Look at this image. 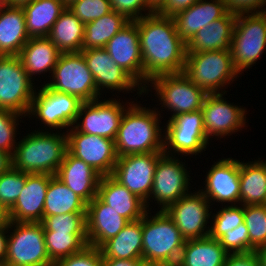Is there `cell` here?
<instances>
[{"instance_id": "1", "label": "cell", "mask_w": 266, "mask_h": 266, "mask_svg": "<svg viewBox=\"0 0 266 266\" xmlns=\"http://www.w3.org/2000/svg\"><path fill=\"white\" fill-rule=\"evenodd\" d=\"M134 21L143 60V90L155 76L183 72L187 44L177 33L173 17L153 13Z\"/></svg>"}, {"instance_id": "2", "label": "cell", "mask_w": 266, "mask_h": 266, "mask_svg": "<svg viewBox=\"0 0 266 266\" xmlns=\"http://www.w3.org/2000/svg\"><path fill=\"white\" fill-rule=\"evenodd\" d=\"M156 110L134 101L125 109L114 140L117 157L163 152L164 128H160L162 116L160 110Z\"/></svg>"}, {"instance_id": "3", "label": "cell", "mask_w": 266, "mask_h": 266, "mask_svg": "<svg viewBox=\"0 0 266 266\" xmlns=\"http://www.w3.org/2000/svg\"><path fill=\"white\" fill-rule=\"evenodd\" d=\"M67 134L34 130L18 141L12 167L29 174L56 175L67 152Z\"/></svg>"}, {"instance_id": "4", "label": "cell", "mask_w": 266, "mask_h": 266, "mask_svg": "<svg viewBox=\"0 0 266 266\" xmlns=\"http://www.w3.org/2000/svg\"><path fill=\"white\" fill-rule=\"evenodd\" d=\"M149 212L142 217L143 263L176 266L186 239L165 211Z\"/></svg>"}, {"instance_id": "5", "label": "cell", "mask_w": 266, "mask_h": 266, "mask_svg": "<svg viewBox=\"0 0 266 266\" xmlns=\"http://www.w3.org/2000/svg\"><path fill=\"white\" fill-rule=\"evenodd\" d=\"M183 73L207 94H225L224 87L240 75L234 68L231 51L226 50L187 53Z\"/></svg>"}, {"instance_id": "6", "label": "cell", "mask_w": 266, "mask_h": 266, "mask_svg": "<svg viewBox=\"0 0 266 266\" xmlns=\"http://www.w3.org/2000/svg\"><path fill=\"white\" fill-rule=\"evenodd\" d=\"M53 265L47 254L42 223L8 221L7 255L4 266Z\"/></svg>"}, {"instance_id": "7", "label": "cell", "mask_w": 266, "mask_h": 266, "mask_svg": "<svg viewBox=\"0 0 266 266\" xmlns=\"http://www.w3.org/2000/svg\"><path fill=\"white\" fill-rule=\"evenodd\" d=\"M265 49L266 12L238 14L231 41L236 71L242 75L243 71L254 66Z\"/></svg>"}, {"instance_id": "8", "label": "cell", "mask_w": 266, "mask_h": 266, "mask_svg": "<svg viewBox=\"0 0 266 266\" xmlns=\"http://www.w3.org/2000/svg\"><path fill=\"white\" fill-rule=\"evenodd\" d=\"M49 88L76 96L82 102L100 99L93 75L81 52L61 53L54 67Z\"/></svg>"}, {"instance_id": "9", "label": "cell", "mask_w": 266, "mask_h": 266, "mask_svg": "<svg viewBox=\"0 0 266 266\" xmlns=\"http://www.w3.org/2000/svg\"><path fill=\"white\" fill-rule=\"evenodd\" d=\"M146 86L144 93L148 94L154 88L160 105L170 110L171 117L182 113L201 110L207 93L193 84L183 73L162 74L152 78Z\"/></svg>"}, {"instance_id": "10", "label": "cell", "mask_w": 266, "mask_h": 266, "mask_svg": "<svg viewBox=\"0 0 266 266\" xmlns=\"http://www.w3.org/2000/svg\"><path fill=\"white\" fill-rule=\"evenodd\" d=\"M163 153L167 155H199L207 148L209 139L204 130L202 110L182 113L167 120ZM174 153V154H173ZM176 153V154H175Z\"/></svg>"}, {"instance_id": "11", "label": "cell", "mask_w": 266, "mask_h": 266, "mask_svg": "<svg viewBox=\"0 0 266 266\" xmlns=\"http://www.w3.org/2000/svg\"><path fill=\"white\" fill-rule=\"evenodd\" d=\"M41 86L38 92H34L27 117L35 116L36 120L57 132L74 126L82 101L76 96L57 92L46 84Z\"/></svg>"}, {"instance_id": "12", "label": "cell", "mask_w": 266, "mask_h": 266, "mask_svg": "<svg viewBox=\"0 0 266 266\" xmlns=\"http://www.w3.org/2000/svg\"><path fill=\"white\" fill-rule=\"evenodd\" d=\"M33 85L19 56L0 55V109L28 116L37 89Z\"/></svg>"}, {"instance_id": "13", "label": "cell", "mask_w": 266, "mask_h": 266, "mask_svg": "<svg viewBox=\"0 0 266 266\" xmlns=\"http://www.w3.org/2000/svg\"><path fill=\"white\" fill-rule=\"evenodd\" d=\"M190 171L187 170V165L177 156L162 154L157 161L153 188L149 199L145 202L147 210L151 198L157 201L160 210H165L168 206L179 200L186 194L190 193Z\"/></svg>"}, {"instance_id": "14", "label": "cell", "mask_w": 266, "mask_h": 266, "mask_svg": "<svg viewBox=\"0 0 266 266\" xmlns=\"http://www.w3.org/2000/svg\"><path fill=\"white\" fill-rule=\"evenodd\" d=\"M108 99L82 102L73 127L82 133L115 140L125 109L132 102H126L129 104L125 103L127 106H124L120 99Z\"/></svg>"}, {"instance_id": "15", "label": "cell", "mask_w": 266, "mask_h": 266, "mask_svg": "<svg viewBox=\"0 0 266 266\" xmlns=\"http://www.w3.org/2000/svg\"><path fill=\"white\" fill-rule=\"evenodd\" d=\"M210 203L199 191L190 192L168 206L164 211L173 220L182 236L197 239L209 236ZM210 211V212H209ZM208 226V227H207Z\"/></svg>"}, {"instance_id": "16", "label": "cell", "mask_w": 266, "mask_h": 266, "mask_svg": "<svg viewBox=\"0 0 266 266\" xmlns=\"http://www.w3.org/2000/svg\"><path fill=\"white\" fill-rule=\"evenodd\" d=\"M67 149L89 164L101 176L112 175L117 162L114 140L77 131L73 126L66 131Z\"/></svg>"}, {"instance_id": "17", "label": "cell", "mask_w": 266, "mask_h": 266, "mask_svg": "<svg viewBox=\"0 0 266 266\" xmlns=\"http://www.w3.org/2000/svg\"><path fill=\"white\" fill-rule=\"evenodd\" d=\"M163 152L131 154L117 158L112 176L146 202L153 188L157 161Z\"/></svg>"}, {"instance_id": "18", "label": "cell", "mask_w": 266, "mask_h": 266, "mask_svg": "<svg viewBox=\"0 0 266 266\" xmlns=\"http://www.w3.org/2000/svg\"><path fill=\"white\" fill-rule=\"evenodd\" d=\"M224 93L207 94L201 108L207 138L230 136L246 125V108L227 102ZM213 136V137H212Z\"/></svg>"}, {"instance_id": "19", "label": "cell", "mask_w": 266, "mask_h": 266, "mask_svg": "<svg viewBox=\"0 0 266 266\" xmlns=\"http://www.w3.org/2000/svg\"><path fill=\"white\" fill-rule=\"evenodd\" d=\"M88 69L94 77L98 93L103 89L112 92L138 90L140 97L144 93L143 88L120 66H118L104 48L82 50ZM136 89V90H135Z\"/></svg>"}, {"instance_id": "20", "label": "cell", "mask_w": 266, "mask_h": 266, "mask_svg": "<svg viewBox=\"0 0 266 266\" xmlns=\"http://www.w3.org/2000/svg\"><path fill=\"white\" fill-rule=\"evenodd\" d=\"M207 173L205 187H200L199 191L210 203L240 204V160L230 157L219 159Z\"/></svg>"}, {"instance_id": "21", "label": "cell", "mask_w": 266, "mask_h": 266, "mask_svg": "<svg viewBox=\"0 0 266 266\" xmlns=\"http://www.w3.org/2000/svg\"><path fill=\"white\" fill-rule=\"evenodd\" d=\"M104 49L143 88V60L136 22L130 21L125 25Z\"/></svg>"}, {"instance_id": "22", "label": "cell", "mask_w": 266, "mask_h": 266, "mask_svg": "<svg viewBox=\"0 0 266 266\" xmlns=\"http://www.w3.org/2000/svg\"><path fill=\"white\" fill-rule=\"evenodd\" d=\"M53 175L26 173V183L15 204L6 212L12 222L41 223L49 181Z\"/></svg>"}, {"instance_id": "23", "label": "cell", "mask_w": 266, "mask_h": 266, "mask_svg": "<svg viewBox=\"0 0 266 266\" xmlns=\"http://www.w3.org/2000/svg\"><path fill=\"white\" fill-rule=\"evenodd\" d=\"M129 221L120 216L98 196L87 204L86 230L88 245L100 248L115 237Z\"/></svg>"}, {"instance_id": "24", "label": "cell", "mask_w": 266, "mask_h": 266, "mask_svg": "<svg viewBox=\"0 0 266 266\" xmlns=\"http://www.w3.org/2000/svg\"><path fill=\"white\" fill-rule=\"evenodd\" d=\"M56 176L87 204L97 196L102 177L89 164L74 157L68 150Z\"/></svg>"}, {"instance_id": "25", "label": "cell", "mask_w": 266, "mask_h": 266, "mask_svg": "<svg viewBox=\"0 0 266 266\" xmlns=\"http://www.w3.org/2000/svg\"><path fill=\"white\" fill-rule=\"evenodd\" d=\"M227 13L223 0H198L188 9L178 12L173 19L177 33L187 44L195 34Z\"/></svg>"}, {"instance_id": "26", "label": "cell", "mask_w": 266, "mask_h": 266, "mask_svg": "<svg viewBox=\"0 0 266 266\" xmlns=\"http://www.w3.org/2000/svg\"><path fill=\"white\" fill-rule=\"evenodd\" d=\"M97 196L129 222L141 219L147 211L145 202L112 175L101 177Z\"/></svg>"}, {"instance_id": "27", "label": "cell", "mask_w": 266, "mask_h": 266, "mask_svg": "<svg viewBox=\"0 0 266 266\" xmlns=\"http://www.w3.org/2000/svg\"><path fill=\"white\" fill-rule=\"evenodd\" d=\"M237 15L227 12L222 18L200 29L187 43V53L231 51V41Z\"/></svg>"}, {"instance_id": "28", "label": "cell", "mask_w": 266, "mask_h": 266, "mask_svg": "<svg viewBox=\"0 0 266 266\" xmlns=\"http://www.w3.org/2000/svg\"><path fill=\"white\" fill-rule=\"evenodd\" d=\"M61 51L48 37H30L19 53V58L30 79L33 75L53 73Z\"/></svg>"}, {"instance_id": "29", "label": "cell", "mask_w": 266, "mask_h": 266, "mask_svg": "<svg viewBox=\"0 0 266 266\" xmlns=\"http://www.w3.org/2000/svg\"><path fill=\"white\" fill-rule=\"evenodd\" d=\"M29 38L23 8L9 5L1 8L0 55L18 56Z\"/></svg>"}, {"instance_id": "30", "label": "cell", "mask_w": 266, "mask_h": 266, "mask_svg": "<svg viewBox=\"0 0 266 266\" xmlns=\"http://www.w3.org/2000/svg\"><path fill=\"white\" fill-rule=\"evenodd\" d=\"M228 254L218 239H188L176 266H223Z\"/></svg>"}, {"instance_id": "31", "label": "cell", "mask_w": 266, "mask_h": 266, "mask_svg": "<svg viewBox=\"0 0 266 266\" xmlns=\"http://www.w3.org/2000/svg\"><path fill=\"white\" fill-rule=\"evenodd\" d=\"M103 259H143L142 218L129 222L100 247Z\"/></svg>"}, {"instance_id": "32", "label": "cell", "mask_w": 266, "mask_h": 266, "mask_svg": "<svg viewBox=\"0 0 266 266\" xmlns=\"http://www.w3.org/2000/svg\"><path fill=\"white\" fill-rule=\"evenodd\" d=\"M22 8L29 37H48L66 6L61 0H33Z\"/></svg>"}, {"instance_id": "33", "label": "cell", "mask_w": 266, "mask_h": 266, "mask_svg": "<svg viewBox=\"0 0 266 266\" xmlns=\"http://www.w3.org/2000/svg\"><path fill=\"white\" fill-rule=\"evenodd\" d=\"M84 33L85 24L66 7L53 24L48 38L62 53L81 52Z\"/></svg>"}, {"instance_id": "34", "label": "cell", "mask_w": 266, "mask_h": 266, "mask_svg": "<svg viewBox=\"0 0 266 266\" xmlns=\"http://www.w3.org/2000/svg\"><path fill=\"white\" fill-rule=\"evenodd\" d=\"M87 203L68 188L56 175L47 187L43 209V219L47 216L86 213Z\"/></svg>"}, {"instance_id": "35", "label": "cell", "mask_w": 266, "mask_h": 266, "mask_svg": "<svg viewBox=\"0 0 266 266\" xmlns=\"http://www.w3.org/2000/svg\"><path fill=\"white\" fill-rule=\"evenodd\" d=\"M240 205L266 204V172L258 161L240 162Z\"/></svg>"}, {"instance_id": "36", "label": "cell", "mask_w": 266, "mask_h": 266, "mask_svg": "<svg viewBox=\"0 0 266 266\" xmlns=\"http://www.w3.org/2000/svg\"><path fill=\"white\" fill-rule=\"evenodd\" d=\"M130 20L114 10L85 24L83 50L104 48Z\"/></svg>"}, {"instance_id": "37", "label": "cell", "mask_w": 266, "mask_h": 266, "mask_svg": "<svg viewBox=\"0 0 266 266\" xmlns=\"http://www.w3.org/2000/svg\"><path fill=\"white\" fill-rule=\"evenodd\" d=\"M44 240L47 254L53 263L82 251L88 245L87 233L44 231Z\"/></svg>"}, {"instance_id": "38", "label": "cell", "mask_w": 266, "mask_h": 266, "mask_svg": "<svg viewBox=\"0 0 266 266\" xmlns=\"http://www.w3.org/2000/svg\"><path fill=\"white\" fill-rule=\"evenodd\" d=\"M244 222L248 229L250 252L266 246V204L245 205Z\"/></svg>"}, {"instance_id": "39", "label": "cell", "mask_w": 266, "mask_h": 266, "mask_svg": "<svg viewBox=\"0 0 266 266\" xmlns=\"http://www.w3.org/2000/svg\"><path fill=\"white\" fill-rule=\"evenodd\" d=\"M213 221L210 225L209 236L220 239L225 233L237 228L244 222L243 205H225L211 216Z\"/></svg>"}, {"instance_id": "40", "label": "cell", "mask_w": 266, "mask_h": 266, "mask_svg": "<svg viewBox=\"0 0 266 266\" xmlns=\"http://www.w3.org/2000/svg\"><path fill=\"white\" fill-rule=\"evenodd\" d=\"M26 183V173L12 166L0 174V206L7 212L16 202Z\"/></svg>"}, {"instance_id": "41", "label": "cell", "mask_w": 266, "mask_h": 266, "mask_svg": "<svg viewBox=\"0 0 266 266\" xmlns=\"http://www.w3.org/2000/svg\"><path fill=\"white\" fill-rule=\"evenodd\" d=\"M43 231L87 233L86 213H68L47 216L42 220Z\"/></svg>"}, {"instance_id": "42", "label": "cell", "mask_w": 266, "mask_h": 266, "mask_svg": "<svg viewBox=\"0 0 266 266\" xmlns=\"http://www.w3.org/2000/svg\"><path fill=\"white\" fill-rule=\"evenodd\" d=\"M23 117L25 116L16 112L0 109V151L9 154L11 157L18 143L15 137H17L19 119Z\"/></svg>"}, {"instance_id": "43", "label": "cell", "mask_w": 266, "mask_h": 266, "mask_svg": "<svg viewBox=\"0 0 266 266\" xmlns=\"http://www.w3.org/2000/svg\"><path fill=\"white\" fill-rule=\"evenodd\" d=\"M68 8L83 24L90 23L112 11L109 0H77Z\"/></svg>"}, {"instance_id": "44", "label": "cell", "mask_w": 266, "mask_h": 266, "mask_svg": "<svg viewBox=\"0 0 266 266\" xmlns=\"http://www.w3.org/2000/svg\"><path fill=\"white\" fill-rule=\"evenodd\" d=\"M219 242L229 254L249 253L250 241L245 222L241 223L237 228L225 233L219 239Z\"/></svg>"}, {"instance_id": "45", "label": "cell", "mask_w": 266, "mask_h": 266, "mask_svg": "<svg viewBox=\"0 0 266 266\" xmlns=\"http://www.w3.org/2000/svg\"><path fill=\"white\" fill-rule=\"evenodd\" d=\"M103 256L100 248L87 245L82 251L62 258L53 266H102Z\"/></svg>"}, {"instance_id": "46", "label": "cell", "mask_w": 266, "mask_h": 266, "mask_svg": "<svg viewBox=\"0 0 266 266\" xmlns=\"http://www.w3.org/2000/svg\"><path fill=\"white\" fill-rule=\"evenodd\" d=\"M112 10L125 15L130 21L153 14L146 0H109ZM144 14H143V12ZM146 11H148L146 13Z\"/></svg>"}, {"instance_id": "47", "label": "cell", "mask_w": 266, "mask_h": 266, "mask_svg": "<svg viewBox=\"0 0 266 266\" xmlns=\"http://www.w3.org/2000/svg\"><path fill=\"white\" fill-rule=\"evenodd\" d=\"M227 12L233 14L266 12V0H223Z\"/></svg>"}, {"instance_id": "48", "label": "cell", "mask_w": 266, "mask_h": 266, "mask_svg": "<svg viewBox=\"0 0 266 266\" xmlns=\"http://www.w3.org/2000/svg\"><path fill=\"white\" fill-rule=\"evenodd\" d=\"M223 266H261V262L256 251H253L228 254Z\"/></svg>"}, {"instance_id": "49", "label": "cell", "mask_w": 266, "mask_h": 266, "mask_svg": "<svg viewBox=\"0 0 266 266\" xmlns=\"http://www.w3.org/2000/svg\"><path fill=\"white\" fill-rule=\"evenodd\" d=\"M198 0H166L165 5L157 12L166 17H173L178 12L188 9Z\"/></svg>"}, {"instance_id": "50", "label": "cell", "mask_w": 266, "mask_h": 266, "mask_svg": "<svg viewBox=\"0 0 266 266\" xmlns=\"http://www.w3.org/2000/svg\"><path fill=\"white\" fill-rule=\"evenodd\" d=\"M8 220L0 225V266H4L7 255ZM7 234V235H6Z\"/></svg>"}, {"instance_id": "51", "label": "cell", "mask_w": 266, "mask_h": 266, "mask_svg": "<svg viewBox=\"0 0 266 266\" xmlns=\"http://www.w3.org/2000/svg\"><path fill=\"white\" fill-rule=\"evenodd\" d=\"M143 259H103L102 266H141Z\"/></svg>"}, {"instance_id": "52", "label": "cell", "mask_w": 266, "mask_h": 266, "mask_svg": "<svg viewBox=\"0 0 266 266\" xmlns=\"http://www.w3.org/2000/svg\"><path fill=\"white\" fill-rule=\"evenodd\" d=\"M11 166V156L3 151H0V174L6 172Z\"/></svg>"}, {"instance_id": "53", "label": "cell", "mask_w": 266, "mask_h": 266, "mask_svg": "<svg viewBox=\"0 0 266 266\" xmlns=\"http://www.w3.org/2000/svg\"><path fill=\"white\" fill-rule=\"evenodd\" d=\"M147 7L153 12L157 13L166 3V0H146Z\"/></svg>"}, {"instance_id": "54", "label": "cell", "mask_w": 266, "mask_h": 266, "mask_svg": "<svg viewBox=\"0 0 266 266\" xmlns=\"http://www.w3.org/2000/svg\"><path fill=\"white\" fill-rule=\"evenodd\" d=\"M256 253L259 256L261 266H266V246L259 248L256 250Z\"/></svg>"}, {"instance_id": "55", "label": "cell", "mask_w": 266, "mask_h": 266, "mask_svg": "<svg viewBox=\"0 0 266 266\" xmlns=\"http://www.w3.org/2000/svg\"><path fill=\"white\" fill-rule=\"evenodd\" d=\"M31 1L33 0H7L9 6H18V7H22L23 5Z\"/></svg>"}, {"instance_id": "56", "label": "cell", "mask_w": 266, "mask_h": 266, "mask_svg": "<svg viewBox=\"0 0 266 266\" xmlns=\"http://www.w3.org/2000/svg\"><path fill=\"white\" fill-rule=\"evenodd\" d=\"M7 221V215L4 209L0 206V225L4 224Z\"/></svg>"}, {"instance_id": "57", "label": "cell", "mask_w": 266, "mask_h": 266, "mask_svg": "<svg viewBox=\"0 0 266 266\" xmlns=\"http://www.w3.org/2000/svg\"><path fill=\"white\" fill-rule=\"evenodd\" d=\"M62 1V3L66 6V7H68V6H70L74 1H77V0H61Z\"/></svg>"}, {"instance_id": "58", "label": "cell", "mask_w": 266, "mask_h": 266, "mask_svg": "<svg viewBox=\"0 0 266 266\" xmlns=\"http://www.w3.org/2000/svg\"><path fill=\"white\" fill-rule=\"evenodd\" d=\"M9 4L7 0H0V9L3 7H7Z\"/></svg>"}, {"instance_id": "59", "label": "cell", "mask_w": 266, "mask_h": 266, "mask_svg": "<svg viewBox=\"0 0 266 266\" xmlns=\"http://www.w3.org/2000/svg\"><path fill=\"white\" fill-rule=\"evenodd\" d=\"M259 160V162L263 165V168L265 169V172H266V160L265 161H263V160H260L261 158H258Z\"/></svg>"}, {"instance_id": "60", "label": "cell", "mask_w": 266, "mask_h": 266, "mask_svg": "<svg viewBox=\"0 0 266 266\" xmlns=\"http://www.w3.org/2000/svg\"><path fill=\"white\" fill-rule=\"evenodd\" d=\"M141 266H161V265H153V264H145V263H143Z\"/></svg>"}]
</instances>
